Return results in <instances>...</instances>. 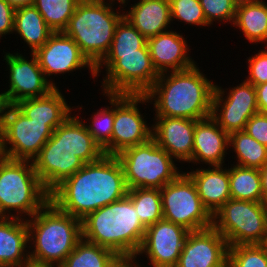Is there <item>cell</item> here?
<instances>
[{"instance_id": "f546056e", "label": "cell", "mask_w": 267, "mask_h": 267, "mask_svg": "<svg viewBox=\"0 0 267 267\" xmlns=\"http://www.w3.org/2000/svg\"><path fill=\"white\" fill-rule=\"evenodd\" d=\"M116 256L112 250L82 238L59 267H111Z\"/></svg>"}, {"instance_id": "816d5d0a", "label": "cell", "mask_w": 267, "mask_h": 267, "mask_svg": "<svg viewBox=\"0 0 267 267\" xmlns=\"http://www.w3.org/2000/svg\"><path fill=\"white\" fill-rule=\"evenodd\" d=\"M264 209H265V214L267 216V198L263 201Z\"/></svg>"}, {"instance_id": "db71d44e", "label": "cell", "mask_w": 267, "mask_h": 267, "mask_svg": "<svg viewBox=\"0 0 267 267\" xmlns=\"http://www.w3.org/2000/svg\"><path fill=\"white\" fill-rule=\"evenodd\" d=\"M0 267H13V266L0 265Z\"/></svg>"}, {"instance_id": "d6986e66", "label": "cell", "mask_w": 267, "mask_h": 267, "mask_svg": "<svg viewBox=\"0 0 267 267\" xmlns=\"http://www.w3.org/2000/svg\"><path fill=\"white\" fill-rule=\"evenodd\" d=\"M152 139L175 159L189 162L192 159L195 122L193 119L154 117ZM177 159V160H176Z\"/></svg>"}, {"instance_id": "4fadbf2b", "label": "cell", "mask_w": 267, "mask_h": 267, "mask_svg": "<svg viewBox=\"0 0 267 267\" xmlns=\"http://www.w3.org/2000/svg\"><path fill=\"white\" fill-rule=\"evenodd\" d=\"M225 92L220 86H215L211 117L228 134L243 131L248 120L259 112L256 88L243 80L236 87L229 88L228 93Z\"/></svg>"}, {"instance_id": "74e56055", "label": "cell", "mask_w": 267, "mask_h": 267, "mask_svg": "<svg viewBox=\"0 0 267 267\" xmlns=\"http://www.w3.org/2000/svg\"><path fill=\"white\" fill-rule=\"evenodd\" d=\"M199 2L210 26L216 20L233 25L237 6L232 0H199Z\"/></svg>"}, {"instance_id": "ac0fdd59", "label": "cell", "mask_w": 267, "mask_h": 267, "mask_svg": "<svg viewBox=\"0 0 267 267\" xmlns=\"http://www.w3.org/2000/svg\"><path fill=\"white\" fill-rule=\"evenodd\" d=\"M32 162L36 174L49 192L85 165L79 157L53 136Z\"/></svg>"}, {"instance_id": "7c38bea8", "label": "cell", "mask_w": 267, "mask_h": 267, "mask_svg": "<svg viewBox=\"0 0 267 267\" xmlns=\"http://www.w3.org/2000/svg\"><path fill=\"white\" fill-rule=\"evenodd\" d=\"M53 131L47 122L33 121L13 105L2 128L5 157L33 161Z\"/></svg>"}, {"instance_id": "3957f363", "label": "cell", "mask_w": 267, "mask_h": 267, "mask_svg": "<svg viewBox=\"0 0 267 267\" xmlns=\"http://www.w3.org/2000/svg\"><path fill=\"white\" fill-rule=\"evenodd\" d=\"M26 221L33 245H29L33 250L29 252L30 263L34 265L59 267L82 239V220L50 200Z\"/></svg>"}, {"instance_id": "ffe728a7", "label": "cell", "mask_w": 267, "mask_h": 267, "mask_svg": "<svg viewBox=\"0 0 267 267\" xmlns=\"http://www.w3.org/2000/svg\"><path fill=\"white\" fill-rule=\"evenodd\" d=\"M147 45L153 66L159 74L186 70L196 64L188 54L189 47L182 33L167 30L147 38Z\"/></svg>"}, {"instance_id": "8992f818", "label": "cell", "mask_w": 267, "mask_h": 267, "mask_svg": "<svg viewBox=\"0 0 267 267\" xmlns=\"http://www.w3.org/2000/svg\"><path fill=\"white\" fill-rule=\"evenodd\" d=\"M112 5L81 0L63 31L79 46L82 54L96 67L109 52L116 25L124 11H114Z\"/></svg>"}, {"instance_id": "d4e9b609", "label": "cell", "mask_w": 267, "mask_h": 267, "mask_svg": "<svg viewBox=\"0 0 267 267\" xmlns=\"http://www.w3.org/2000/svg\"><path fill=\"white\" fill-rule=\"evenodd\" d=\"M124 17L147 39L170 27L171 8L167 0H139Z\"/></svg>"}, {"instance_id": "cb8c5ba5", "label": "cell", "mask_w": 267, "mask_h": 267, "mask_svg": "<svg viewBox=\"0 0 267 267\" xmlns=\"http://www.w3.org/2000/svg\"><path fill=\"white\" fill-rule=\"evenodd\" d=\"M81 119L71 114L53 131L52 136L86 164L99 160L104 152Z\"/></svg>"}, {"instance_id": "4dcf8cb0", "label": "cell", "mask_w": 267, "mask_h": 267, "mask_svg": "<svg viewBox=\"0 0 267 267\" xmlns=\"http://www.w3.org/2000/svg\"><path fill=\"white\" fill-rule=\"evenodd\" d=\"M231 147L237 157L236 165L259 169L267 162V147L245 130L229 134V148Z\"/></svg>"}, {"instance_id": "7dc6e473", "label": "cell", "mask_w": 267, "mask_h": 267, "mask_svg": "<svg viewBox=\"0 0 267 267\" xmlns=\"http://www.w3.org/2000/svg\"><path fill=\"white\" fill-rule=\"evenodd\" d=\"M83 1H86V2H90V3H100V4H109V5H112L114 6V3H115V0H109V3H108V0H83ZM107 1V2H105ZM119 4H122V5H126L124 0H117ZM114 2V3H113Z\"/></svg>"}, {"instance_id": "e575fe53", "label": "cell", "mask_w": 267, "mask_h": 267, "mask_svg": "<svg viewBox=\"0 0 267 267\" xmlns=\"http://www.w3.org/2000/svg\"><path fill=\"white\" fill-rule=\"evenodd\" d=\"M111 106L105 107L92 115L91 122L85 123L88 132L102 149L111 141L114 122V94L105 93Z\"/></svg>"}, {"instance_id": "4316f807", "label": "cell", "mask_w": 267, "mask_h": 267, "mask_svg": "<svg viewBox=\"0 0 267 267\" xmlns=\"http://www.w3.org/2000/svg\"><path fill=\"white\" fill-rule=\"evenodd\" d=\"M13 32L20 35L32 53L42 47L53 33L34 5L15 10Z\"/></svg>"}, {"instance_id": "d590c367", "label": "cell", "mask_w": 267, "mask_h": 267, "mask_svg": "<svg viewBox=\"0 0 267 267\" xmlns=\"http://www.w3.org/2000/svg\"><path fill=\"white\" fill-rule=\"evenodd\" d=\"M227 267H267V252L259 244L229 246Z\"/></svg>"}, {"instance_id": "7bdbcfd3", "label": "cell", "mask_w": 267, "mask_h": 267, "mask_svg": "<svg viewBox=\"0 0 267 267\" xmlns=\"http://www.w3.org/2000/svg\"><path fill=\"white\" fill-rule=\"evenodd\" d=\"M255 88L259 112L267 114V82L259 84Z\"/></svg>"}, {"instance_id": "836d02e7", "label": "cell", "mask_w": 267, "mask_h": 267, "mask_svg": "<svg viewBox=\"0 0 267 267\" xmlns=\"http://www.w3.org/2000/svg\"><path fill=\"white\" fill-rule=\"evenodd\" d=\"M147 39L123 17L116 25L110 50L107 54L139 53Z\"/></svg>"}, {"instance_id": "603a6c76", "label": "cell", "mask_w": 267, "mask_h": 267, "mask_svg": "<svg viewBox=\"0 0 267 267\" xmlns=\"http://www.w3.org/2000/svg\"><path fill=\"white\" fill-rule=\"evenodd\" d=\"M211 167L197 168L186 173L195 183L203 205L213 216L226 201L231 199V194L228 169L223 166Z\"/></svg>"}, {"instance_id": "5b68a950", "label": "cell", "mask_w": 267, "mask_h": 267, "mask_svg": "<svg viewBox=\"0 0 267 267\" xmlns=\"http://www.w3.org/2000/svg\"><path fill=\"white\" fill-rule=\"evenodd\" d=\"M49 200L50 192L36 174L32 161L0 159V217L31 218Z\"/></svg>"}, {"instance_id": "d6a6232c", "label": "cell", "mask_w": 267, "mask_h": 267, "mask_svg": "<svg viewBox=\"0 0 267 267\" xmlns=\"http://www.w3.org/2000/svg\"><path fill=\"white\" fill-rule=\"evenodd\" d=\"M81 0H36L34 6L53 32H63Z\"/></svg>"}, {"instance_id": "c3c4849f", "label": "cell", "mask_w": 267, "mask_h": 267, "mask_svg": "<svg viewBox=\"0 0 267 267\" xmlns=\"http://www.w3.org/2000/svg\"><path fill=\"white\" fill-rule=\"evenodd\" d=\"M5 157L3 151V136H2V127H0V159Z\"/></svg>"}, {"instance_id": "ee69618b", "label": "cell", "mask_w": 267, "mask_h": 267, "mask_svg": "<svg viewBox=\"0 0 267 267\" xmlns=\"http://www.w3.org/2000/svg\"><path fill=\"white\" fill-rule=\"evenodd\" d=\"M13 106L9 96L3 91L0 93V127L3 128L10 108Z\"/></svg>"}, {"instance_id": "ba28073f", "label": "cell", "mask_w": 267, "mask_h": 267, "mask_svg": "<svg viewBox=\"0 0 267 267\" xmlns=\"http://www.w3.org/2000/svg\"><path fill=\"white\" fill-rule=\"evenodd\" d=\"M102 66L106 69L101 86L103 95L145 94L160 75L153 66L147 43L139 53L106 54L95 67L96 77L100 76Z\"/></svg>"}, {"instance_id": "f907efd6", "label": "cell", "mask_w": 267, "mask_h": 267, "mask_svg": "<svg viewBox=\"0 0 267 267\" xmlns=\"http://www.w3.org/2000/svg\"><path fill=\"white\" fill-rule=\"evenodd\" d=\"M232 1L237 6L240 4L249 3V2H256V1H260V0H232Z\"/></svg>"}, {"instance_id": "1f68e13d", "label": "cell", "mask_w": 267, "mask_h": 267, "mask_svg": "<svg viewBox=\"0 0 267 267\" xmlns=\"http://www.w3.org/2000/svg\"><path fill=\"white\" fill-rule=\"evenodd\" d=\"M127 195L131 198V201L138 213L139 219L145 227H148L163 219L160 189H128Z\"/></svg>"}, {"instance_id": "9c48e42d", "label": "cell", "mask_w": 267, "mask_h": 267, "mask_svg": "<svg viewBox=\"0 0 267 267\" xmlns=\"http://www.w3.org/2000/svg\"><path fill=\"white\" fill-rule=\"evenodd\" d=\"M213 227L228 246L260 244L267 228L263 202L231 198L213 215Z\"/></svg>"}, {"instance_id": "52a82bcc", "label": "cell", "mask_w": 267, "mask_h": 267, "mask_svg": "<svg viewBox=\"0 0 267 267\" xmlns=\"http://www.w3.org/2000/svg\"><path fill=\"white\" fill-rule=\"evenodd\" d=\"M116 157L122 165L128 189H161L181 172L173 158L152 138L122 150Z\"/></svg>"}, {"instance_id": "7a4b0ae2", "label": "cell", "mask_w": 267, "mask_h": 267, "mask_svg": "<svg viewBox=\"0 0 267 267\" xmlns=\"http://www.w3.org/2000/svg\"><path fill=\"white\" fill-rule=\"evenodd\" d=\"M169 73H161L145 93L154 106L155 117L193 120L210 117L215 83L207 79L196 64Z\"/></svg>"}, {"instance_id": "484cf974", "label": "cell", "mask_w": 267, "mask_h": 267, "mask_svg": "<svg viewBox=\"0 0 267 267\" xmlns=\"http://www.w3.org/2000/svg\"><path fill=\"white\" fill-rule=\"evenodd\" d=\"M14 106L33 121L47 122L53 130L72 113L71 106L67 104L58 87L46 96L23 99Z\"/></svg>"}, {"instance_id": "30bf717a", "label": "cell", "mask_w": 267, "mask_h": 267, "mask_svg": "<svg viewBox=\"0 0 267 267\" xmlns=\"http://www.w3.org/2000/svg\"><path fill=\"white\" fill-rule=\"evenodd\" d=\"M163 219L187 230L199 231L213 226V216L205 208L195 183L186 173H180L161 189Z\"/></svg>"}, {"instance_id": "ab89813d", "label": "cell", "mask_w": 267, "mask_h": 267, "mask_svg": "<svg viewBox=\"0 0 267 267\" xmlns=\"http://www.w3.org/2000/svg\"><path fill=\"white\" fill-rule=\"evenodd\" d=\"M245 131L267 147V114L256 113L247 122Z\"/></svg>"}, {"instance_id": "9a60e30c", "label": "cell", "mask_w": 267, "mask_h": 267, "mask_svg": "<svg viewBox=\"0 0 267 267\" xmlns=\"http://www.w3.org/2000/svg\"><path fill=\"white\" fill-rule=\"evenodd\" d=\"M34 54L46 79L55 88H57V85L48 79L53 74L54 76L55 74H65L87 67L92 76L96 77L95 67L82 54L74 40L64 32H53L48 41L38 48Z\"/></svg>"}, {"instance_id": "f6af8a7d", "label": "cell", "mask_w": 267, "mask_h": 267, "mask_svg": "<svg viewBox=\"0 0 267 267\" xmlns=\"http://www.w3.org/2000/svg\"><path fill=\"white\" fill-rule=\"evenodd\" d=\"M263 201L267 198V162L259 168Z\"/></svg>"}, {"instance_id": "60d3db41", "label": "cell", "mask_w": 267, "mask_h": 267, "mask_svg": "<svg viewBox=\"0 0 267 267\" xmlns=\"http://www.w3.org/2000/svg\"><path fill=\"white\" fill-rule=\"evenodd\" d=\"M14 16L15 9L5 0H0V39L6 34L14 33Z\"/></svg>"}, {"instance_id": "8fae6325", "label": "cell", "mask_w": 267, "mask_h": 267, "mask_svg": "<svg viewBox=\"0 0 267 267\" xmlns=\"http://www.w3.org/2000/svg\"><path fill=\"white\" fill-rule=\"evenodd\" d=\"M138 103L150 102L145 94H114L113 132L111 141L103 148L105 155H117L152 138V126L140 113Z\"/></svg>"}, {"instance_id": "f1b7e54d", "label": "cell", "mask_w": 267, "mask_h": 267, "mask_svg": "<svg viewBox=\"0 0 267 267\" xmlns=\"http://www.w3.org/2000/svg\"><path fill=\"white\" fill-rule=\"evenodd\" d=\"M231 198L253 202H263L260 172L258 168L231 166L229 169Z\"/></svg>"}, {"instance_id": "44dd1931", "label": "cell", "mask_w": 267, "mask_h": 267, "mask_svg": "<svg viewBox=\"0 0 267 267\" xmlns=\"http://www.w3.org/2000/svg\"><path fill=\"white\" fill-rule=\"evenodd\" d=\"M229 134L210 116L196 120L193 154L190 163L209 166H224L226 151L229 150Z\"/></svg>"}, {"instance_id": "681fc988", "label": "cell", "mask_w": 267, "mask_h": 267, "mask_svg": "<svg viewBox=\"0 0 267 267\" xmlns=\"http://www.w3.org/2000/svg\"><path fill=\"white\" fill-rule=\"evenodd\" d=\"M259 245L267 252V228L266 232L264 233V237Z\"/></svg>"}, {"instance_id": "bcb514c9", "label": "cell", "mask_w": 267, "mask_h": 267, "mask_svg": "<svg viewBox=\"0 0 267 267\" xmlns=\"http://www.w3.org/2000/svg\"><path fill=\"white\" fill-rule=\"evenodd\" d=\"M15 10L22 7L32 6L36 0H5Z\"/></svg>"}, {"instance_id": "277c9868", "label": "cell", "mask_w": 267, "mask_h": 267, "mask_svg": "<svg viewBox=\"0 0 267 267\" xmlns=\"http://www.w3.org/2000/svg\"><path fill=\"white\" fill-rule=\"evenodd\" d=\"M145 231L128 195L82 219V238L108 248L116 255L137 254Z\"/></svg>"}, {"instance_id": "6da1fadb", "label": "cell", "mask_w": 267, "mask_h": 267, "mask_svg": "<svg viewBox=\"0 0 267 267\" xmlns=\"http://www.w3.org/2000/svg\"><path fill=\"white\" fill-rule=\"evenodd\" d=\"M127 193L119 159L116 155L104 154L57 185L50 192V201L63 212L82 220L89 213L122 199Z\"/></svg>"}, {"instance_id": "e0dca14e", "label": "cell", "mask_w": 267, "mask_h": 267, "mask_svg": "<svg viewBox=\"0 0 267 267\" xmlns=\"http://www.w3.org/2000/svg\"><path fill=\"white\" fill-rule=\"evenodd\" d=\"M228 244L212 226L188 233L175 267H227Z\"/></svg>"}, {"instance_id": "5bb4252c", "label": "cell", "mask_w": 267, "mask_h": 267, "mask_svg": "<svg viewBox=\"0 0 267 267\" xmlns=\"http://www.w3.org/2000/svg\"><path fill=\"white\" fill-rule=\"evenodd\" d=\"M190 231L181 225L160 220L146 227L137 255L146 254L152 267H175Z\"/></svg>"}, {"instance_id": "2e32d148", "label": "cell", "mask_w": 267, "mask_h": 267, "mask_svg": "<svg viewBox=\"0 0 267 267\" xmlns=\"http://www.w3.org/2000/svg\"><path fill=\"white\" fill-rule=\"evenodd\" d=\"M30 56L28 60L18 52L4 55L9 70V89L4 92L13 105L23 99L46 96L55 89L46 79L36 55L31 52Z\"/></svg>"}, {"instance_id": "7402d4cb", "label": "cell", "mask_w": 267, "mask_h": 267, "mask_svg": "<svg viewBox=\"0 0 267 267\" xmlns=\"http://www.w3.org/2000/svg\"><path fill=\"white\" fill-rule=\"evenodd\" d=\"M29 230L26 219L0 217V265L30 264Z\"/></svg>"}, {"instance_id": "8d00e7d4", "label": "cell", "mask_w": 267, "mask_h": 267, "mask_svg": "<svg viewBox=\"0 0 267 267\" xmlns=\"http://www.w3.org/2000/svg\"><path fill=\"white\" fill-rule=\"evenodd\" d=\"M171 19L195 26H210L199 0H174L170 3Z\"/></svg>"}, {"instance_id": "83f0119b", "label": "cell", "mask_w": 267, "mask_h": 267, "mask_svg": "<svg viewBox=\"0 0 267 267\" xmlns=\"http://www.w3.org/2000/svg\"><path fill=\"white\" fill-rule=\"evenodd\" d=\"M233 26L251 43H267V4L263 0L237 5Z\"/></svg>"}, {"instance_id": "f35d334b", "label": "cell", "mask_w": 267, "mask_h": 267, "mask_svg": "<svg viewBox=\"0 0 267 267\" xmlns=\"http://www.w3.org/2000/svg\"><path fill=\"white\" fill-rule=\"evenodd\" d=\"M248 74L245 80L254 86L267 82V49L248 58Z\"/></svg>"}, {"instance_id": "b9f144b4", "label": "cell", "mask_w": 267, "mask_h": 267, "mask_svg": "<svg viewBox=\"0 0 267 267\" xmlns=\"http://www.w3.org/2000/svg\"><path fill=\"white\" fill-rule=\"evenodd\" d=\"M137 256V254L117 255L114 258L111 267H141L142 265L137 263Z\"/></svg>"}, {"instance_id": "f5cc1de1", "label": "cell", "mask_w": 267, "mask_h": 267, "mask_svg": "<svg viewBox=\"0 0 267 267\" xmlns=\"http://www.w3.org/2000/svg\"><path fill=\"white\" fill-rule=\"evenodd\" d=\"M22 267H50V266H38V265H34L30 263L29 265L22 266Z\"/></svg>"}]
</instances>
